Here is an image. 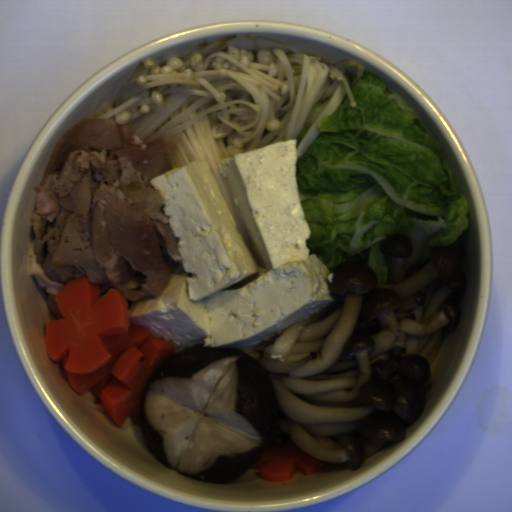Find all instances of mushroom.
<instances>
[{
  "label": "mushroom",
  "instance_id": "1",
  "mask_svg": "<svg viewBox=\"0 0 512 512\" xmlns=\"http://www.w3.org/2000/svg\"><path fill=\"white\" fill-rule=\"evenodd\" d=\"M174 351L146 385L138 413L164 465L200 482L233 484L267 447L292 442L278 423L287 417L273 382L255 357L204 344Z\"/></svg>",
  "mask_w": 512,
  "mask_h": 512
}]
</instances>
